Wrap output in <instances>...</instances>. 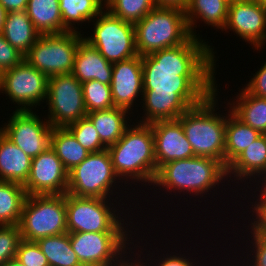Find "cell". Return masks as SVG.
Segmentation results:
<instances>
[{"label":"cell","instance_id":"1","mask_svg":"<svg viewBox=\"0 0 266 266\" xmlns=\"http://www.w3.org/2000/svg\"><path fill=\"white\" fill-rule=\"evenodd\" d=\"M199 37L141 56L146 116L136 123L178 119L216 90L214 49Z\"/></svg>","mask_w":266,"mask_h":266},{"label":"cell","instance_id":"2","mask_svg":"<svg viewBox=\"0 0 266 266\" xmlns=\"http://www.w3.org/2000/svg\"><path fill=\"white\" fill-rule=\"evenodd\" d=\"M107 150L118 178L153 184L156 176V160L150 124L138 123L136 126L132 124Z\"/></svg>","mask_w":266,"mask_h":266},{"label":"cell","instance_id":"3","mask_svg":"<svg viewBox=\"0 0 266 266\" xmlns=\"http://www.w3.org/2000/svg\"><path fill=\"white\" fill-rule=\"evenodd\" d=\"M216 92L217 88L199 105L190 107L178 120L195 156L210 157L225 166L226 116L214 112L218 98Z\"/></svg>","mask_w":266,"mask_h":266},{"label":"cell","instance_id":"4","mask_svg":"<svg viewBox=\"0 0 266 266\" xmlns=\"http://www.w3.org/2000/svg\"><path fill=\"white\" fill-rule=\"evenodd\" d=\"M227 176V168L210 157L194 156L174 160L162 165L156 173L153 185L194 195L205 194L218 186Z\"/></svg>","mask_w":266,"mask_h":266},{"label":"cell","instance_id":"5","mask_svg":"<svg viewBox=\"0 0 266 266\" xmlns=\"http://www.w3.org/2000/svg\"><path fill=\"white\" fill-rule=\"evenodd\" d=\"M134 28L135 46L139 56L179 46L192 37L185 10L176 7L156 6L135 23Z\"/></svg>","mask_w":266,"mask_h":266},{"label":"cell","instance_id":"6","mask_svg":"<svg viewBox=\"0 0 266 266\" xmlns=\"http://www.w3.org/2000/svg\"><path fill=\"white\" fill-rule=\"evenodd\" d=\"M18 225L30 242L67 233L65 194L27 195Z\"/></svg>","mask_w":266,"mask_h":266},{"label":"cell","instance_id":"7","mask_svg":"<svg viewBox=\"0 0 266 266\" xmlns=\"http://www.w3.org/2000/svg\"><path fill=\"white\" fill-rule=\"evenodd\" d=\"M83 39L78 31L41 34L24 60L47 77L71 74L78 45Z\"/></svg>","mask_w":266,"mask_h":266},{"label":"cell","instance_id":"8","mask_svg":"<svg viewBox=\"0 0 266 266\" xmlns=\"http://www.w3.org/2000/svg\"><path fill=\"white\" fill-rule=\"evenodd\" d=\"M110 198L79 197L65 194L67 233L127 232ZM110 206V207H109ZM111 208V209H110ZM120 219V220H119Z\"/></svg>","mask_w":266,"mask_h":266},{"label":"cell","instance_id":"9","mask_svg":"<svg viewBox=\"0 0 266 266\" xmlns=\"http://www.w3.org/2000/svg\"><path fill=\"white\" fill-rule=\"evenodd\" d=\"M117 177L109 151L92 152L69 171L67 193L79 197L107 198L113 194L112 188L118 183L115 181L121 180Z\"/></svg>","mask_w":266,"mask_h":266},{"label":"cell","instance_id":"10","mask_svg":"<svg viewBox=\"0 0 266 266\" xmlns=\"http://www.w3.org/2000/svg\"><path fill=\"white\" fill-rule=\"evenodd\" d=\"M93 28V35L84 40L108 62L113 64L138 55L134 24L119 19L106 9L96 16Z\"/></svg>","mask_w":266,"mask_h":266},{"label":"cell","instance_id":"11","mask_svg":"<svg viewBox=\"0 0 266 266\" xmlns=\"http://www.w3.org/2000/svg\"><path fill=\"white\" fill-rule=\"evenodd\" d=\"M127 235V232H76L69 233V239L80 263L124 266L129 261L124 256L129 249Z\"/></svg>","mask_w":266,"mask_h":266},{"label":"cell","instance_id":"12","mask_svg":"<svg viewBox=\"0 0 266 266\" xmlns=\"http://www.w3.org/2000/svg\"><path fill=\"white\" fill-rule=\"evenodd\" d=\"M46 103L48 121L52 127H67L87 117L82 83L72 74L48 77Z\"/></svg>","mask_w":266,"mask_h":266},{"label":"cell","instance_id":"13","mask_svg":"<svg viewBox=\"0 0 266 266\" xmlns=\"http://www.w3.org/2000/svg\"><path fill=\"white\" fill-rule=\"evenodd\" d=\"M47 88L48 77L25 60L2 72L0 91H4L13 103L19 105L16 110H31L32 106L40 105L41 101L46 100Z\"/></svg>","mask_w":266,"mask_h":266},{"label":"cell","instance_id":"14","mask_svg":"<svg viewBox=\"0 0 266 266\" xmlns=\"http://www.w3.org/2000/svg\"><path fill=\"white\" fill-rule=\"evenodd\" d=\"M0 131L31 159L51 146L52 126L32 110H15Z\"/></svg>","mask_w":266,"mask_h":266},{"label":"cell","instance_id":"15","mask_svg":"<svg viewBox=\"0 0 266 266\" xmlns=\"http://www.w3.org/2000/svg\"><path fill=\"white\" fill-rule=\"evenodd\" d=\"M68 173L56 152L49 147L32 158L29 176L23 186L27 195H63L67 193Z\"/></svg>","mask_w":266,"mask_h":266},{"label":"cell","instance_id":"16","mask_svg":"<svg viewBox=\"0 0 266 266\" xmlns=\"http://www.w3.org/2000/svg\"><path fill=\"white\" fill-rule=\"evenodd\" d=\"M223 29L232 30L260 50L266 42V9L255 0H231Z\"/></svg>","mask_w":266,"mask_h":266},{"label":"cell","instance_id":"17","mask_svg":"<svg viewBox=\"0 0 266 266\" xmlns=\"http://www.w3.org/2000/svg\"><path fill=\"white\" fill-rule=\"evenodd\" d=\"M150 125L154 137L156 173L168 162L195 156L178 119L155 121Z\"/></svg>","mask_w":266,"mask_h":266},{"label":"cell","instance_id":"18","mask_svg":"<svg viewBox=\"0 0 266 266\" xmlns=\"http://www.w3.org/2000/svg\"><path fill=\"white\" fill-rule=\"evenodd\" d=\"M111 92L114 107L131 111L138 94H143L141 56L113 63Z\"/></svg>","mask_w":266,"mask_h":266},{"label":"cell","instance_id":"19","mask_svg":"<svg viewBox=\"0 0 266 266\" xmlns=\"http://www.w3.org/2000/svg\"><path fill=\"white\" fill-rule=\"evenodd\" d=\"M113 64L108 62L99 51L86 40H82L75 54L72 75L81 83L97 80L111 85Z\"/></svg>","mask_w":266,"mask_h":266},{"label":"cell","instance_id":"20","mask_svg":"<svg viewBox=\"0 0 266 266\" xmlns=\"http://www.w3.org/2000/svg\"><path fill=\"white\" fill-rule=\"evenodd\" d=\"M264 173H266V134H262L227 166V177L233 174L234 178L240 181L251 177L256 181L254 176L261 179Z\"/></svg>","mask_w":266,"mask_h":266},{"label":"cell","instance_id":"21","mask_svg":"<svg viewBox=\"0 0 266 266\" xmlns=\"http://www.w3.org/2000/svg\"><path fill=\"white\" fill-rule=\"evenodd\" d=\"M32 159L0 131V181L24 184Z\"/></svg>","mask_w":266,"mask_h":266},{"label":"cell","instance_id":"22","mask_svg":"<svg viewBox=\"0 0 266 266\" xmlns=\"http://www.w3.org/2000/svg\"><path fill=\"white\" fill-rule=\"evenodd\" d=\"M1 34L6 41L25 55L41 35L26 10L7 12Z\"/></svg>","mask_w":266,"mask_h":266},{"label":"cell","instance_id":"23","mask_svg":"<svg viewBox=\"0 0 266 266\" xmlns=\"http://www.w3.org/2000/svg\"><path fill=\"white\" fill-rule=\"evenodd\" d=\"M231 0H189L187 8L185 9V16L189 27L190 34L197 36L194 33V26L197 24V18L204 23L215 26L216 29L223 30L227 14L229 10V4Z\"/></svg>","mask_w":266,"mask_h":266},{"label":"cell","instance_id":"24","mask_svg":"<svg viewBox=\"0 0 266 266\" xmlns=\"http://www.w3.org/2000/svg\"><path fill=\"white\" fill-rule=\"evenodd\" d=\"M128 110L111 107L100 111L87 113V117L98 131L101 142L108 148L115 144L130 126L127 125ZM127 119V120H126Z\"/></svg>","mask_w":266,"mask_h":266},{"label":"cell","instance_id":"25","mask_svg":"<svg viewBox=\"0 0 266 266\" xmlns=\"http://www.w3.org/2000/svg\"><path fill=\"white\" fill-rule=\"evenodd\" d=\"M26 11L40 34L68 32L63 26L59 0H28Z\"/></svg>","mask_w":266,"mask_h":266},{"label":"cell","instance_id":"26","mask_svg":"<svg viewBox=\"0 0 266 266\" xmlns=\"http://www.w3.org/2000/svg\"><path fill=\"white\" fill-rule=\"evenodd\" d=\"M226 114L225 167L262 134L243 123L229 109Z\"/></svg>","mask_w":266,"mask_h":266},{"label":"cell","instance_id":"27","mask_svg":"<svg viewBox=\"0 0 266 266\" xmlns=\"http://www.w3.org/2000/svg\"><path fill=\"white\" fill-rule=\"evenodd\" d=\"M241 90L231 112L246 125L266 134V98L252 95L244 87Z\"/></svg>","mask_w":266,"mask_h":266},{"label":"cell","instance_id":"28","mask_svg":"<svg viewBox=\"0 0 266 266\" xmlns=\"http://www.w3.org/2000/svg\"><path fill=\"white\" fill-rule=\"evenodd\" d=\"M50 147L56 152L68 172L89 155V152L79 144L66 127L52 128Z\"/></svg>","mask_w":266,"mask_h":266},{"label":"cell","instance_id":"29","mask_svg":"<svg viewBox=\"0 0 266 266\" xmlns=\"http://www.w3.org/2000/svg\"><path fill=\"white\" fill-rule=\"evenodd\" d=\"M26 198L22 184L0 181V225L19 224Z\"/></svg>","mask_w":266,"mask_h":266},{"label":"cell","instance_id":"30","mask_svg":"<svg viewBox=\"0 0 266 266\" xmlns=\"http://www.w3.org/2000/svg\"><path fill=\"white\" fill-rule=\"evenodd\" d=\"M105 0H59L63 26L68 31H77L74 23L89 22L99 15ZM104 5V6H103ZM103 6V7H102Z\"/></svg>","mask_w":266,"mask_h":266},{"label":"cell","instance_id":"31","mask_svg":"<svg viewBox=\"0 0 266 266\" xmlns=\"http://www.w3.org/2000/svg\"><path fill=\"white\" fill-rule=\"evenodd\" d=\"M36 243L46 256L50 266H77L81 264L71 247L69 233L41 238Z\"/></svg>","mask_w":266,"mask_h":266},{"label":"cell","instance_id":"32","mask_svg":"<svg viewBox=\"0 0 266 266\" xmlns=\"http://www.w3.org/2000/svg\"><path fill=\"white\" fill-rule=\"evenodd\" d=\"M105 9L112 15L135 24L156 7L154 0H105Z\"/></svg>","mask_w":266,"mask_h":266},{"label":"cell","instance_id":"33","mask_svg":"<svg viewBox=\"0 0 266 266\" xmlns=\"http://www.w3.org/2000/svg\"><path fill=\"white\" fill-rule=\"evenodd\" d=\"M87 113L114 107L111 86L97 80L82 83Z\"/></svg>","mask_w":266,"mask_h":266},{"label":"cell","instance_id":"34","mask_svg":"<svg viewBox=\"0 0 266 266\" xmlns=\"http://www.w3.org/2000/svg\"><path fill=\"white\" fill-rule=\"evenodd\" d=\"M66 128L89 153L107 149L88 117L81 118L77 122L69 124Z\"/></svg>","mask_w":266,"mask_h":266},{"label":"cell","instance_id":"35","mask_svg":"<svg viewBox=\"0 0 266 266\" xmlns=\"http://www.w3.org/2000/svg\"><path fill=\"white\" fill-rule=\"evenodd\" d=\"M21 241L19 225H0V266L16 258Z\"/></svg>","mask_w":266,"mask_h":266},{"label":"cell","instance_id":"36","mask_svg":"<svg viewBox=\"0 0 266 266\" xmlns=\"http://www.w3.org/2000/svg\"><path fill=\"white\" fill-rule=\"evenodd\" d=\"M16 258L25 266H50L36 242L22 240Z\"/></svg>","mask_w":266,"mask_h":266},{"label":"cell","instance_id":"37","mask_svg":"<svg viewBox=\"0 0 266 266\" xmlns=\"http://www.w3.org/2000/svg\"><path fill=\"white\" fill-rule=\"evenodd\" d=\"M24 57L25 55L10 45L0 33V70L4 72L20 65L24 61Z\"/></svg>","mask_w":266,"mask_h":266},{"label":"cell","instance_id":"38","mask_svg":"<svg viewBox=\"0 0 266 266\" xmlns=\"http://www.w3.org/2000/svg\"><path fill=\"white\" fill-rule=\"evenodd\" d=\"M254 205H252L253 213L256 212V219L253 218L254 222L251 223V231L254 234H259L266 236V200H264L260 195ZM254 206V208H253ZM256 220V221H255ZM253 225V226H252Z\"/></svg>","mask_w":266,"mask_h":266},{"label":"cell","instance_id":"39","mask_svg":"<svg viewBox=\"0 0 266 266\" xmlns=\"http://www.w3.org/2000/svg\"><path fill=\"white\" fill-rule=\"evenodd\" d=\"M253 77L245 89L252 95L266 98V62Z\"/></svg>","mask_w":266,"mask_h":266},{"label":"cell","instance_id":"40","mask_svg":"<svg viewBox=\"0 0 266 266\" xmlns=\"http://www.w3.org/2000/svg\"><path fill=\"white\" fill-rule=\"evenodd\" d=\"M253 234V241H251L252 246H253V258L252 262L249 266H266V236L263 235H259V234H254L253 232H251ZM256 249V250H255ZM248 266V265H247Z\"/></svg>","mask_w":266,"mask_h":266},{"label":"cell","instance_id":"41","mask_svg":"<svg viewBox=\"0 0 266 266\" xmlns=\"http://www.w3.org/2000/svg\"><path fill=\"white\" fill-rule=\"evenodd\" d=\"M191 259H187L186 256H176L175 254L173 256H166L162 258V261L160 260L158 263L159 266H194L193 263L190 261ZM138 262L141 266H147V263L145 264L140 263L141 259H139ZM144 264V265H143ZM157 265V266H158Z\"/></svg>","mask_w":266,"mask_h":266},{"label":"cell","instance_id":"42","mask_svg":"<svg viewBox=\"0 0 266 266\" xmlns=\"http://www.w3.org/2000/svg\"><path fill=\"white\" fill-rule=\"evenodd\" d=\"M28 0H0V4L7 12L26 10Z\"/></svg>","mask_w":266,"mask_h":266},{"label":"cell","instance_id":"43","mask_svg":"<svg viewBox=\"0 0 266 266\" xmlns=\"http://www.w3.org/2000/svg\"><path fill=\"white\" fill-rule=\"evenodd\" d=\"M159 7H176L185 10L189 0H154Z\"/></svg>","mask_w":266,"mask_h":266},{"label":"cell","instance_id":"44","mask_svg":"<svg viewBox=\"0 0 266 266\" xmlns=\"http://www.w3.org/2000/svg\"><path fill=\"white\" fill-rule=\"evenodd\" d=\"M7 11L4 9V7L0 4V33L2 32L5 19H6Z\"/></svg>","mask_w":266,"mask_h":266},{"label":"cell","instance_id":"45","mask_svg":"<svg viewBox=\"0 0 266 266\" xmlns=\"http://www.w3.org/2000/svg\"><path fill=\"white\" fill-rule=\"evenodd\" d=\"M262 176H264V178L262 177V179H264V180H261V181H262V184H261V185H263V186H262L263 190H262V188H261L260 196H261L264 200H266V173H264V175H262Z\"/></svg>","mask_w":266,"mask_h":266},{"label":"cell","instance_id":"46","mask_svg":"<svg viewBox=\"0 0 266 266\" xmlns=\"http://www.w3.org/2000/svg\"><path fill=\"white\" fill-rule=\"evenodd\" d=\"M3 266H25L17 258L10 259Z\"/></svg>","mask_w":266,"mask_h":266},{"label":"cell","instance_id":"47","mask_svg":"<svg viewBox=\"0 0 266 266\" xmlns=\"http://www.w3.org/2000/svg\"><path fill=\"white\" fill-rule=\"evenodd\" d=\"M130 261L131 260L129 259V261L124 266H141L138 262L136 263V260H134V263Z\"/></svg>","mask_w":266,"mask_h":266},{"label":"cell","instance_id":"48","mask_svg":"<svg viewBox=\"0 0 266 266\" xmlns=\"http://www.w3.org/2000/svg\"><path fill=\"white\" fill-rule=\"evenodd\" d=\"M255 1L266 9V0H255Z\"/></svg>","mask_w":266,"mask_h":266},{"label":"cell","instance_id":"49","mask_svg":"<svg viewBox=\"0 0 266 266\" xmlns=\"http://www.w3.org/2000/svg\"><path fill=\"white\" fill-rule=\"evenodd\" d=\"M77 266H99V265H95V264H87V263H81Z\"/></svg>","mask_w":266,"mask_h":266},{"label":"cell","instance_id":"50","mask_svg":"<svg viewBox=\"0 0 266 266\" xmlns=\"http://www.w3.org/2000/svg\"><path fill=\"white\" fill-rule=\"evenodd\" d=\"M1 84H2V71L0 70V88H1Z\"/></svg>","mask_w":266,"mask_h":266}]
</instances>
